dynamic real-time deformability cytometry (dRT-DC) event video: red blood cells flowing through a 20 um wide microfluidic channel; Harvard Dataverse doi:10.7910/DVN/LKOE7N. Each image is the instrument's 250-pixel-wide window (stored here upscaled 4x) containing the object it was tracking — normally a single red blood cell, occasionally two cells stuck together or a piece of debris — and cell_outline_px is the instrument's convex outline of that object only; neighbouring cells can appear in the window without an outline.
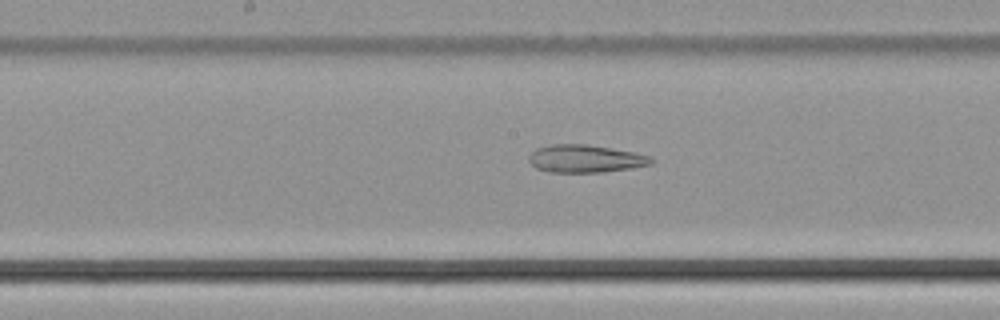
{"species": "common noctule bat (a hibernating species)", "species_latin": "Nyctalus noctula", "temperature_condition": "cold", "stored_images_in_passage": 14, "camera_frame_rate_fps": 3000, "um_per_image_px": 0.085, "animal": {"sex": "male", "body_mass_g": 21.5, "forearm_length_mm": 52.0}, "frame": {"image": 1, "passage_image": 12, "time_ms": 3.667, "image_size_px": [1000, 320], "cell_outline_px": [[652, 164], [632, 168], [604, 172], [548, 172], [536, 168], [528, 160], [528, 156], [536, 148], [552, 144], [588, 144], [612, 148], [652, 156]], "centroid_in_image_um": [49.74, 13.49], "position_along_channel_um": 198.5, "area_um2": 19.83}}